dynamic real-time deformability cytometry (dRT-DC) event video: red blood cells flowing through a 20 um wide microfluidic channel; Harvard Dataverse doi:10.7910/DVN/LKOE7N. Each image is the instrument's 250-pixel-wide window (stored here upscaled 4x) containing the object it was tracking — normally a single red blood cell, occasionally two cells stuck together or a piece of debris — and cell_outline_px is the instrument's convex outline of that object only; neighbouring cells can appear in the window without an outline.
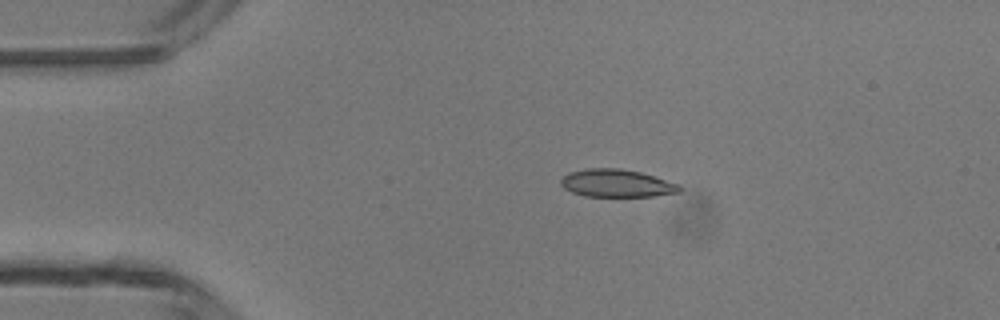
{"species": "common noctule bat (a hibernating species)", "species_latin": "Nyctalus noctula", "temperature_condition": "room temperature", "stored_images_in_passage": 3, "camera_frame_rate_fps": 3000, "um_per_image_px": 0.085, "animal": {"sex": "male", "body_mass_g": 13.3}, "frame": {"image": 1, "passage_image": 2, "time_ms": 1.0, "image_size_px": [1000, 320], "cell_outline_px": [[680, 192], [652, 196], [584, 196], [572, 192], [564, 188], [560, 184], [560, 180], [568, 172], [584, 168], [620, 168], [640, 172], [680, 184]], "centroid_in_image_um": [52.38, 15.57], "position_along_channel_um": 32.6, "area_um2": 19.19}}